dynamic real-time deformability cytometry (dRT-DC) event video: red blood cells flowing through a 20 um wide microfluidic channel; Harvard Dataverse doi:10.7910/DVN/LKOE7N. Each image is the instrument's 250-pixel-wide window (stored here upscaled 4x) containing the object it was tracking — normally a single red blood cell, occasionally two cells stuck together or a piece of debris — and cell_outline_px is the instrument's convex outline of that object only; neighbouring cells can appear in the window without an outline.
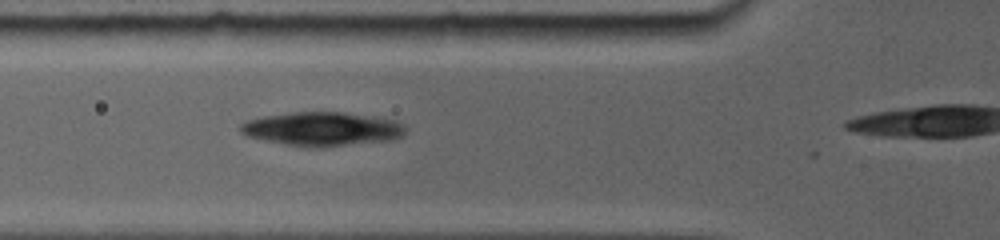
{"species": "common noctule bat (a hibernating species)", "species_latin": "Nyctalus noctula", "temperature_condition": "room temperature", "stored_images_in_passage": 2, "camera_frame_rate_fps": 5000, "um_per_image_px": 0.085, "animal": {"sex": "female", "body_mass_g": 19.0, "forearm_length_mm": 56.7}, "frame": {"image": 1, "passage_image": 2, "time_ms": 0.8, "image_size_px": [1000, 240], "cell_outline_px": [[404, 132], [400, 136], [384, 140], [340, 144], [292, 144], [248, 136], [240, 128], [240, 124], [248, 120], [264, 116], [296, 112], [340, 112], [372, 116], [392, 120], [400, 124], [404, 128]], "centroid_in_image_um": [27.35, 10.89], "position_along_channel_um": 98.4, "area_um2": 30.29}}